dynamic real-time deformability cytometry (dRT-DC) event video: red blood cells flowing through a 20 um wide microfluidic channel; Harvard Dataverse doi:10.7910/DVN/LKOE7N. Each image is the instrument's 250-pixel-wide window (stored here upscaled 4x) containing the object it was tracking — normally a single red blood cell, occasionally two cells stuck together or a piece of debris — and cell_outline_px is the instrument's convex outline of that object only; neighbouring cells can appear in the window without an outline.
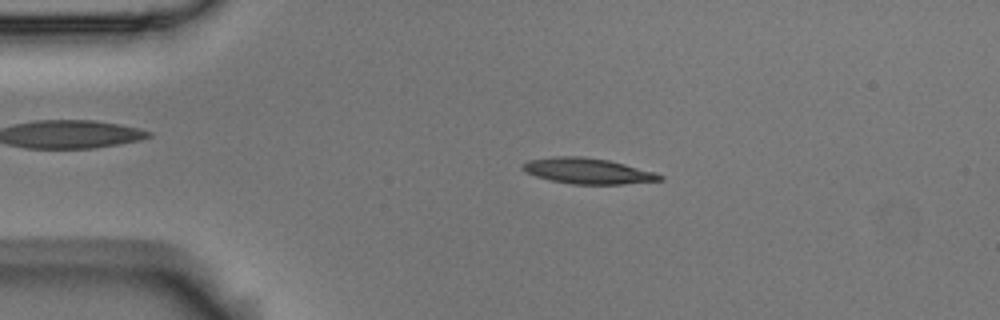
{"species": "Egyptian fruit bat (a non-hibernating species)", "species_latin": "Rousettus aegyptiacus", "temperature_condition": "room temperature", "stored_images_in_passage": 56, "camera_frame_rate_fps": 3000, "um_per_image_px": 0.085, "animal": {"sex": "male"}, "frame": {"image": 1, "passage_image": 11, "time_ms": 3.333, "image_size_px": [1000, 320], "cell_outline_px": [[664, 180], [620, 184], [572, 184], [552, 180], [536, 176], [520, 168], [528, 160], [556, 156], [580, 156], [608, 160], [624, 164], [652, 172], [664, 176]], "centroid_in_image_um": [49.95, 14.53], "position_along_channel_um": 35.0, "area_um2": 20.17}}
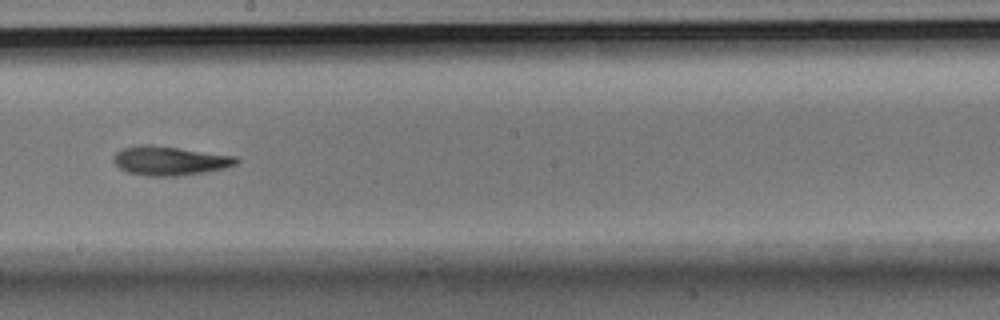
{"frame": {"image": 2, "passage_image": 31, "time_ms": 10.0, "image_size_px": [1000, 320], "cell_outline_px": [[240, 160], [236, 164], [224, 168], [204, 172], [176, 176], [148, 176], [128, 172], [120, 168], [112, 160], [116, 152], [120, 148], [140, 144], [148, 144], [236, 156]], "centroid_in_image_um": [14.39, 13.66], "position_along_channel_um": 233.8, "area_um2": 20.69}}
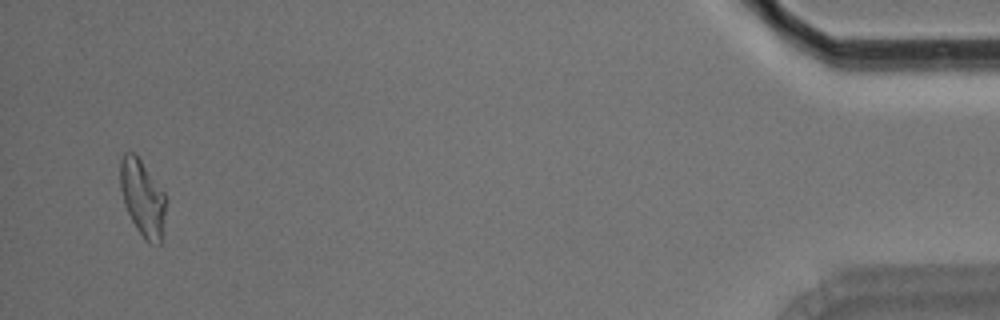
{"frame": {"image": 3, "passage_image": 54, "time_ms": 17.667, "image_size_px": [1000, 320], "cell_outline_px": [[164, 212], [160, 244], [148, 244], [144, 240], [136, 228], [124, 204], [120, 188], [120, 160], [124, 152], [132, 152], [140, 160], [164, 192]], "centroid_in_image_um": [12.08, 16.83], "position_along_channel_um": 423.1, "area_um2": 19.83}, "authors_computed_cell_mechanics": {"area_um2": 20.0277, "velocity_mm_per_s": 3.5452, "shape_relaxation_time_tau1_ms": 10.9626, "shape_relaxation_time_tau2_ms": 10.6449, "deformation_change_tau1": 0.2682, "deformation_change_tau2": 0.221}}